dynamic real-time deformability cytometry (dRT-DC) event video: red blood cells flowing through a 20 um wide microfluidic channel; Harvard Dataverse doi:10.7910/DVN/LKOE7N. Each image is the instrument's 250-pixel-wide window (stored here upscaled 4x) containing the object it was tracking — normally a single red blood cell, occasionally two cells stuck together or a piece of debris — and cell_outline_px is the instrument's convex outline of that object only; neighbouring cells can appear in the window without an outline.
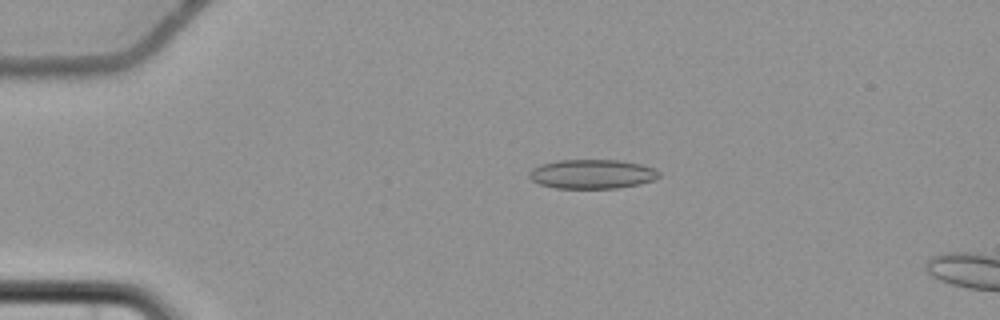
{"species": "common noctule bat (a hibernating species)", "species_latin": "Nyctalus noctula", "temperature_condition": "cold", "stored_images_in_passage": 5, "camera_frame_rate_fps": 3000, "um_per_image_px": 0.085, "animal": {"sex": "female", "body_mass_g": 22.7, "forearm_length_mm": 54.2}, "frame": {"image": 1, "passage_image": 4, "time_ms": 3.333, "image_size_px": [1000, 320], "cell_outline_px": [[660, 176], [656, 180], [640, 184], [616, 188], [556, 188], [540, 184], [532, 180], [528, 176], [528, 172], [532, 168], [540, 164], [556, 160], [620, 160], [640, 164], [656, 168], [660, 172]], "centroid_in_image_um": [50.35, 14.79], "position_along_channel_um": 34.7, "area_um2": 22.37}}